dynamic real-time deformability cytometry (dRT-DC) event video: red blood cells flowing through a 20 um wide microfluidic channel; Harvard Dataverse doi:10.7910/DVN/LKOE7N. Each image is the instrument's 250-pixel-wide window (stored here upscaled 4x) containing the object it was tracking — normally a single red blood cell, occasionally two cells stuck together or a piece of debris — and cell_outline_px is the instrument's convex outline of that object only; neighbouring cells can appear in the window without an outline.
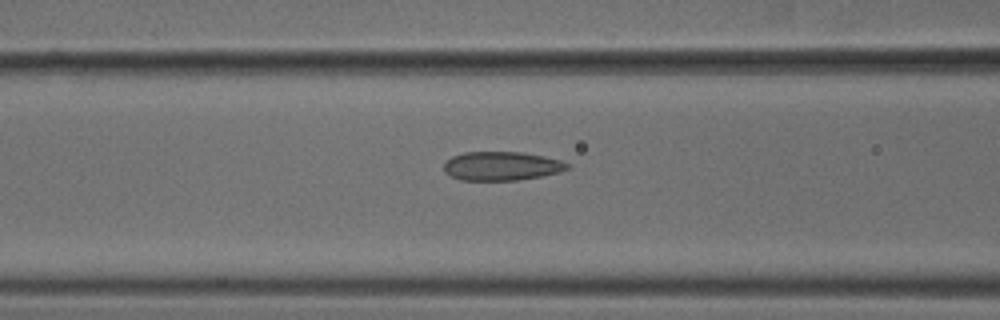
{"species": "common noctule bat (a hibernating species)", "species_latin": "Nyctalus noctula", "temperature_condition": "cold", "stored_images_in_passage": 40, "camera_frame_rate_fps": 3000, "um_per_image_px": 0.085, "animal": {"sex": "male", "body_mass_g": 18.8}, "frame": {"image": 1, "passage_image": 9, "time_ms": 2.667, "image_size_px": [1000, 320], "cell_outline_px": [[568, 168], [560, 172], [540, 176], [516, 180], [460, 180], [444, 172], [444, 164], [452, 156], [464, 152], [524, 152], [544, 156], [560, 160], [568, 164]], "centroid_in_image_um": [42.62, 14.11], "position_along_channel_um": 124.0, "area_um2": 20.63}}
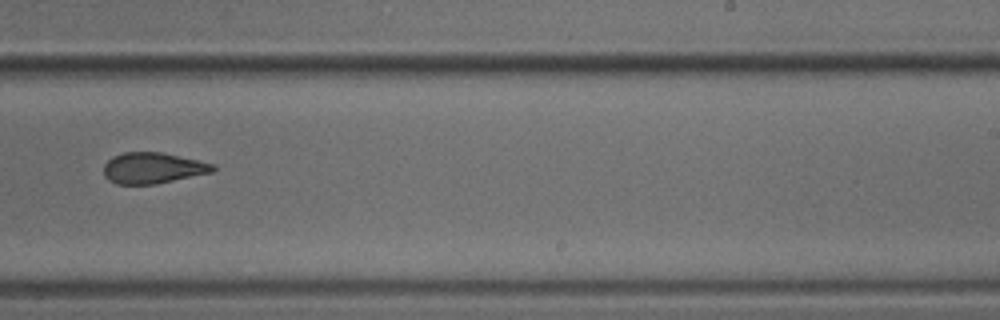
{"frame": {"image": 2, "passage_image": 21, "time_ms": 6.667, "image_size_px": [1000, 320], "cell_outline_px": [[216, 168], [212, 172], [156, 184], [116, 184], [108, 180], [104, 176], [104, 164], [112, 156], [124, 152], [164, 152], [216, 164]], "centroid_in_image_um": [12.99, 14.27], "position_along_channel_um": 276.0, "area_um2": 19.88}}
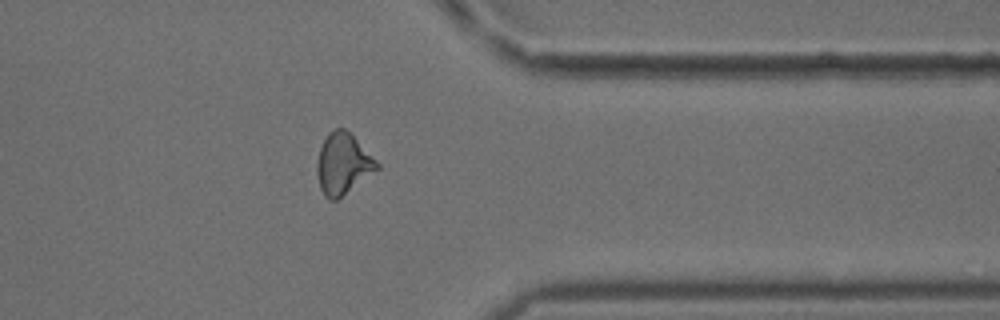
{"frame": {"image": 3, "passage_image": 30, "time_ms": 9.667, "image_size_px": [1000, 320], "cell_outline_px": [[380, 168], [336, 200], [332, 200], [324, 196], [320, 188], [316, 172], [316, 164], [320, 148], [328, 132], [336, 128], [344, 128], [380, 164]], "centroid_in_image_um": [29.13, 13.94], "position_along_channel_um": 382.3, "area_um2": 20.98}, "authors_computed_cell_mechanics": {"area_um2": 20.519, "velocity_mm_per_s": 3.7986, "shape_relaxation_time_tau1_ms": null, "shape_relaxation_time_tau2_ms": 2.2411, "deformation_change_tau1": null, "deformation_change_tau2": 0.0895}}